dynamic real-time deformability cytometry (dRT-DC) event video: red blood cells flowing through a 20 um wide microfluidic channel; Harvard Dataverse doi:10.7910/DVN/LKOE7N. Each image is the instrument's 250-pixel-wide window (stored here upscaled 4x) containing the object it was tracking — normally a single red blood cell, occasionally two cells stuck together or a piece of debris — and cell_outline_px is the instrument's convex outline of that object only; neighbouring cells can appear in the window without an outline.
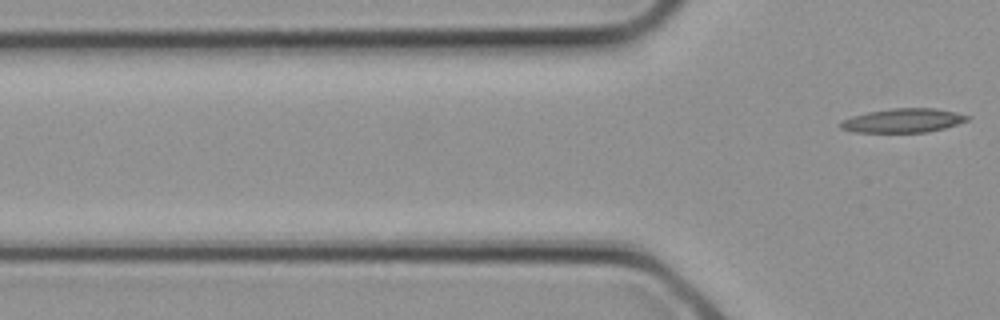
{"species": "common noctule bat (a hibernating species)", "species_latin": "Nyctalus noctula", "temperature_condition": "cold", "stored_images_in_passage": 2, "camera_frame_rate_fps": 3000, "um_per_image_px": 0.085, "animal": {"sex": "female", "body_mass_g": 21.9}, "frame": {"image": 1, "passage_image": 2, "time_ms": 0.333, "image_size_px": [1000, 320], "cell_outline_px": [[972, 116], [968, 120], [944, 128], [928, 132], [856, 132], [840, 128], [836, 124], [852, 116], [868, 112], [892, 108], [936, 108], [956, 112]], "centroid_in_image_um": [76.77, 10.24], "position_along_channel_um": 49.0, "area_um2": 17.74}}